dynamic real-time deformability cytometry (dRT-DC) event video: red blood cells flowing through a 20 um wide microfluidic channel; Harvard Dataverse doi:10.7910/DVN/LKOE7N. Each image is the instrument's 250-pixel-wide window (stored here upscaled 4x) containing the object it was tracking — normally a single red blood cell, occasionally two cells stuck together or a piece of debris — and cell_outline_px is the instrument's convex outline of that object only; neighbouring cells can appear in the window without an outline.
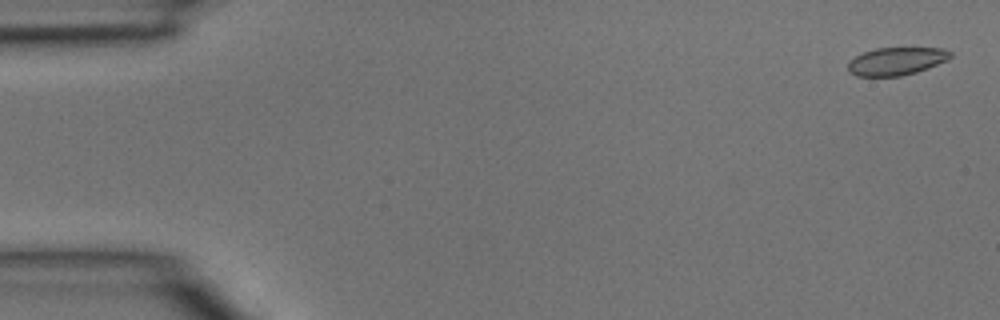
{"species": "common noctule bat (a hibernating species)", "species_latin": "Nyctalus noctula", "temperature_condition": "room temperature", "stored_images_in_passage": 4, "camera_frame_rate_fps": 3000, "um_per_image_px": 0.085, "animal": {"sex": "male", "body_mass_g": 15.6}, "frame": {"image": 1, "passage_image": 1, "time_ms": 0.0, "image_size_px": [1000, 320], "cell_outline_px": [[952, 56], [928, 68], [916, 72], [900, 76], [856, 76], [848, 72], [848, 60], [864, 52], [876, 48], [944, 48], [952, 52]], "centroid_in_image_um": [76.15, 5.2], "position_along_channel_um": 8.8, "area_um2": 16.53}}
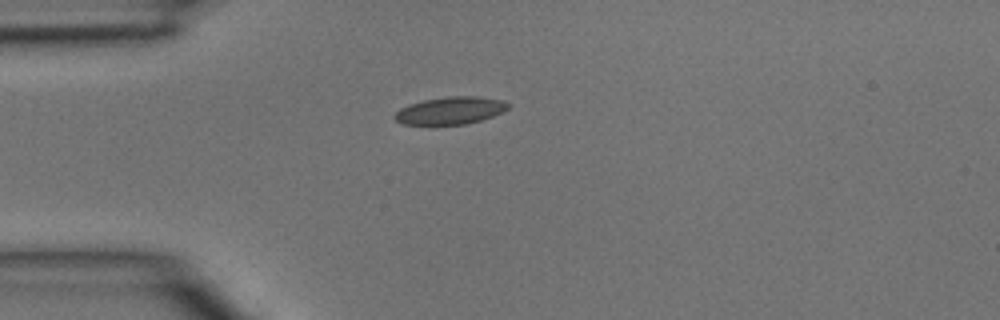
{"frame": {"image": 2, "passage_image": 3, "time_ms": 0.667, "image_size_px": [1000, 320], "cell_outline_px": [[512, 104], [508, 108], [492, 116], [480, 120], [464, 124], [404, 124], [396, 120], [392, 116], [400, 108], [408, 104], [424, 100], [448, 96], [476, 96], [500, 100]], "centroid_in_image_um": [38.25, 9.38], "position_along_channel_um": 46.7, "area_um2": 17.92}}
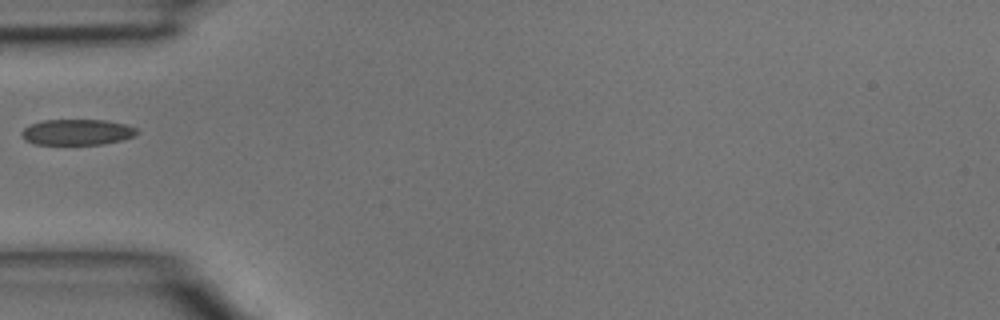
{"frame": {"image": 3, "passage_image": 4, "time_ms": 1.0, "image_size_px": [1000, 320], "cell_outline_px": [[140, 132], [136, 136], [104, 144], [36, 144], [24, 140], [20, 136], [20, 132], [28, 124], [44, 120], [108, 120], [128, 124], [136, 128]], "centroid_in_image_um": [6.56, 11.22], "position_along_channel_um": 78.4, "area_um2": 17.63}}